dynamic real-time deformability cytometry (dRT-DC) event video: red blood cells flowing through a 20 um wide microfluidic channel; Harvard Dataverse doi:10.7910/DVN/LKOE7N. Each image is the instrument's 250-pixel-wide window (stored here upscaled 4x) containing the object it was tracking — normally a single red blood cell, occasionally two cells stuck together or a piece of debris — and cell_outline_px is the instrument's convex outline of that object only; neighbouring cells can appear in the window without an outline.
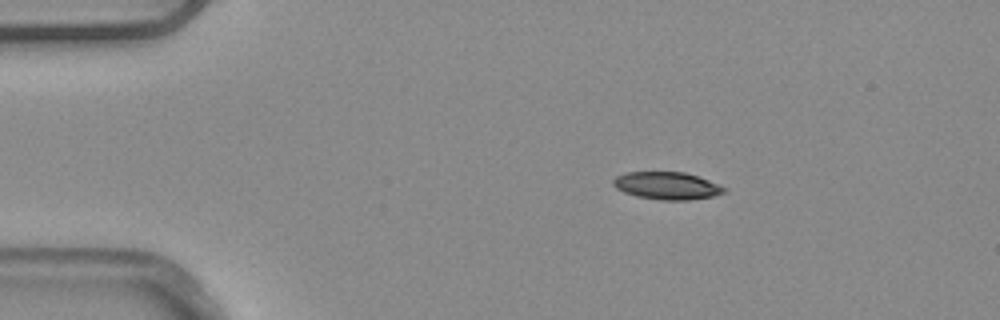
{"species": "common noctule bat (a hibernating species)", "species_latin": "Nyctalus noctula", "temperature_condition": "warm", "stored_images_in_passage": 5, "camera_frame_rate_fps": 3000, "um_per_image_px": 0.085, "animal": {"sex": "male", "body_mass_g": 20.4}, "frame": {"image": 1, "passage_image": 2, "time_ms": 0.333, "image_size_px": [1000, 320], "cell_outline_px": [[728, 188], [724, 192], [716, 196], [688, 200], [660, 200], [636, 196], [624, 192], [616, 188], [612, 184], [612, 180], [616, 176], [628, 172], [684, 172], [708, 180]], "centroid_in_image_um": [56.69, 15.79], "position_along_channel_um": 28.3, "area_um2": 17.8}}
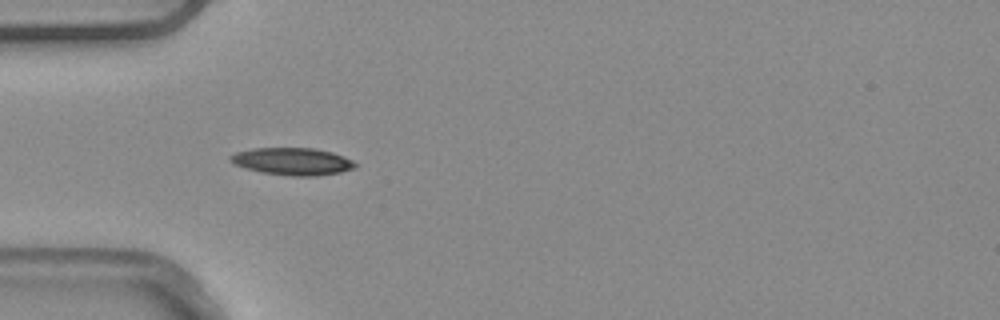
{"frame": {"image": 2, "passage_image": 4, "time_ms": 1.0, "image_size_px": [1000, 320], "cell_outline_px": [[356, 168], [340, 172], [316, 176], [292, 176], [260, 172], [244, 168], [228, 160], [228, 156], [236, 152], [252, 148], [316, 148], [332, 152], [344, 156], [352, 160], [356, 164]], "centroid_in_image_um": [24.85, 13.72], "position_along_channel_um": 60.2, "area_um2": 20.0}}
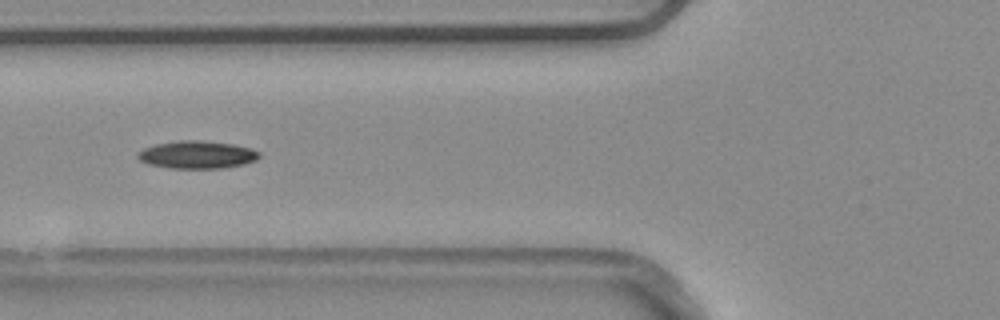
{"frame": {"image": 3, "passage_image": 5, "time_ms": 1.333, "image_size_px": [1000, 320], "cell_outline_px": [[260, 156], [256, 160], [244, 164], [224, 168], [168, 168], [148, 164], [140, 160], [136, 156], [136, 152], [144, 148], [156, 144], [180, 140], [200, 140], [232, 144], [252, 148], [260, 152]], "centroid_in_image_um": [16.74, 13.15], "position_along_channel_um": 109.1, "area_um2": 19.71}}